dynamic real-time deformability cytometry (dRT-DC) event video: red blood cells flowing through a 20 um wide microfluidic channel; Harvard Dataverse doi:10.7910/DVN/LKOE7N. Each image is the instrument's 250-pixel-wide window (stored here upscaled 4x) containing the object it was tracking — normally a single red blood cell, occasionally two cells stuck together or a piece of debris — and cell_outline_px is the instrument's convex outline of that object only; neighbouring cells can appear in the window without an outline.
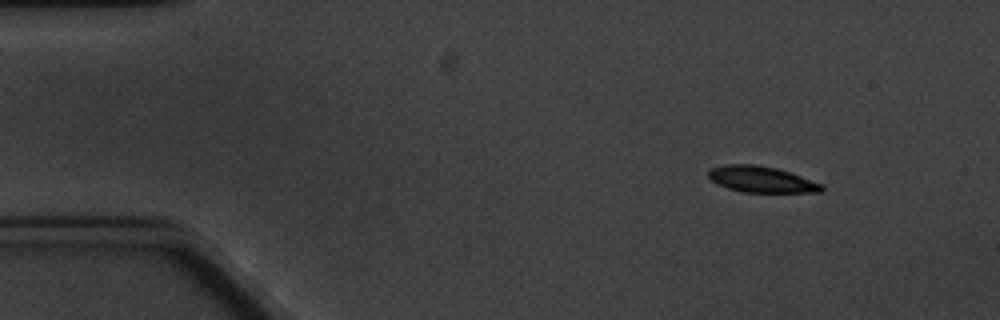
{"species": "common noctule bat (a hibernating species)", "species_latin": "Nyctalus noctula", "temperature_condition": "cold", "stored_images_in_passage": 4, "camera_frame_rate_fps": 3000, "um_per_image_px": 0.085, "animal": {"sex": "male", "body_mass_g": 20.1, "forearm_length_mm": 53.5}, "frame": {"image": 1, "passage_image": 1, "time_ms": 0.0, "image_size_px": [1000, 320], "cell_outline_px": [[824, 188], [820, 192], [744, 192], [728, 188], [712, 180], [708, 176], [708, 168], [724, 164], [756, 164], [776, 168], [824, 184]], "centroid_in_image_um": [64.71, 15.23], "position_along_channel_um": 20.3, "area_um2": 17.17}}
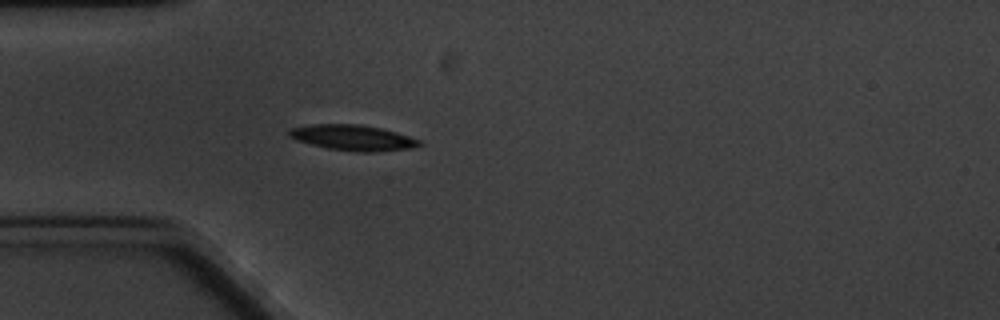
{"frame": {"image": 2, "passage_image": 4, "time_ms": 3.333, "image_size_px": [1000, 320], "cell_outline_px": [[424, 144], [412, 148], [376, 152], [356, 152], [328, 148], [296, 140], [288, 136], [288, 132], [292, 128], [312, 124], [356, 124], [380, 128], [396, 132], [420, 140]], "centroid_in_image_um": [30.02, 11.71], "position_along_channel_um": 55.0, "area_um2": 19.31}}